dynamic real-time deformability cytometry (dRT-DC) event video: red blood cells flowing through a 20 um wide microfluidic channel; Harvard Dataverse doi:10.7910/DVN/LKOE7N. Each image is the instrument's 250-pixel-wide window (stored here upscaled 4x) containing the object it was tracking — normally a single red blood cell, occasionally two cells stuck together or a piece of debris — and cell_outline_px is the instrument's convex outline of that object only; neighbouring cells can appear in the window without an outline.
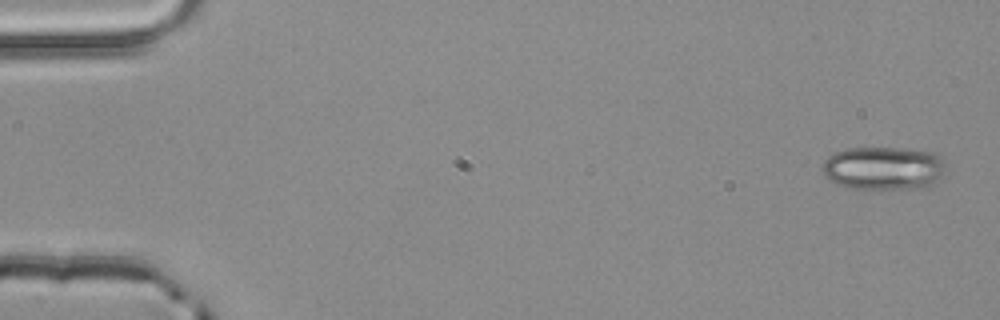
{"species": "common noctule bat (a hibernating species)", "species_latin": "Nyctalus noctula", "temperature_condition": "room temperature", "stored_images_in_passage": 3, "camera_frame_rate_fps": 3000, "um_per_image_px": 0.085, "animal": {"sex": "male", "body_mass_g": 20.4}, "frame": {"image": 1, "passage_image": 1, "time_ms": 0.0, "image_size_px": [1000, 320], "cell_outline_px": [[944, 160], [940, 176], [928, 188], [848, 188], [836, 184], [828, 180], [824, 176], [824, 160], [828, 156], [836, 152], [848, 148], [904, 148], [932, 152], [940, 156]], "centroid_in_image_um": [75.07, 14.29], "position_along_channel_um": 9.9, "area_um2": 30.92}}